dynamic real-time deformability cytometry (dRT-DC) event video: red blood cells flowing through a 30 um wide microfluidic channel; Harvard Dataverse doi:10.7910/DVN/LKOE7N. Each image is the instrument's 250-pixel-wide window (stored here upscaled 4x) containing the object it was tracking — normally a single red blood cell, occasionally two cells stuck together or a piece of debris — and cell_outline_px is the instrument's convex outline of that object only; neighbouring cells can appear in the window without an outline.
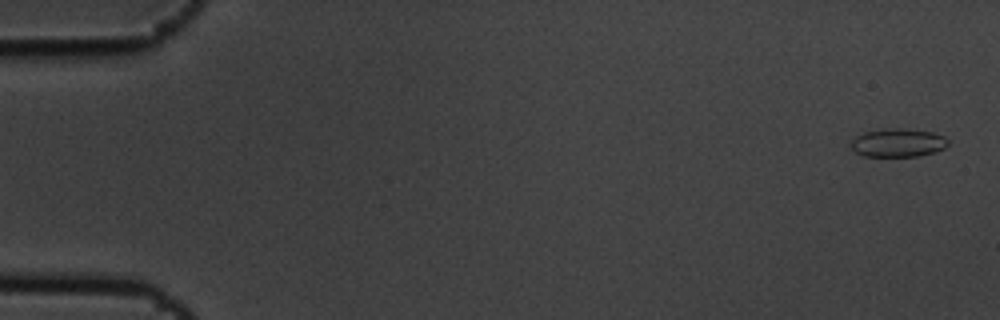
{"species": "common noctule bat (a hibernating species)", "species_latin": "Nyctalus noctula", "temperature_condition": "cold", "stored_images_in_passage": 6, "camera_frame_rate_fps": 3000, "um_per_image_px": 0.085, "animal": {"sex": "male", "body_mass_g": 19.5, "forearm_length_mm": 54.6}, "frame": {"image": 1, "passage_image": 1, "time_ms": 0.0, "image_size_px": [1000, 320], "cell_outline_px": [[948, 144], [944, 148], [936, 152], [920, 156], [864, 156], [856, 152], [848, 144], [856, 136], [864, 132], [884, 128], [900, 128], [932, 132], [944, 136], [948, 140]], "centroid_in_image_um": [76.32, 12.13], "position_along_channel_um": 8.7, "area_um2": 16.18}}
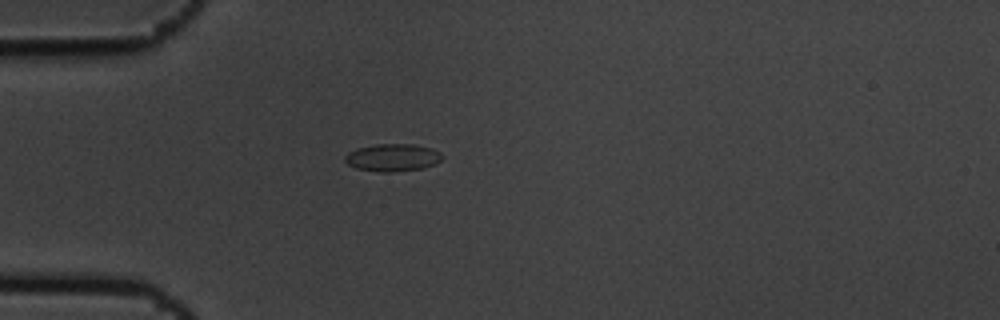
{"frame": {"image": 2, "passage_image": 4, "time_ms": 1.0, "image_size_px": [1000, 320], "cell_outline_px": [[444, 156], [436, 164], [420, 168], [388, 172], [380, 172], [356, 168], [348, 164], [344, 160], [344, 156], [348, 152], [356, 148], [376, 144], [412, 144], [432, 148], [440, 152]], "centroid_in_image_um": [33.36, 13.38], "position_along_channel_um": 51.6, "area_um2": 15.55}}
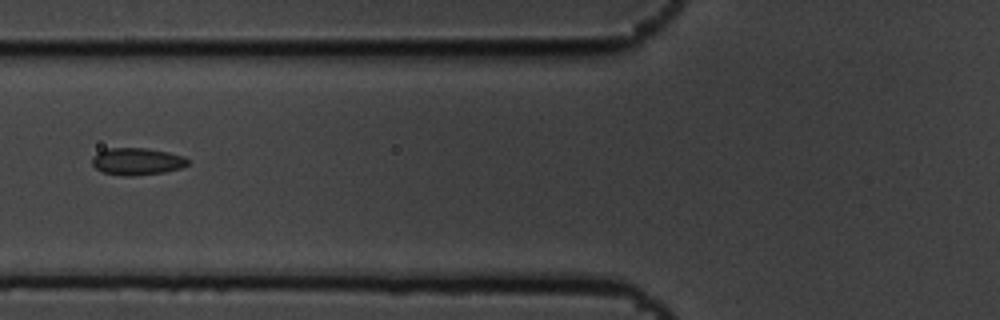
{"frame": {"image": 3, "passage_image": 6, "time_ms": 1.667, "image_size_px": [1000, 320], "cell_outline_px": [[188, 164], [180, 168], [164, 172], [136, 176], [124, 176], [104, 172], [96, 168], [92, 164], [92, 156], [104, 148], [148, 148], [168, 152], [184, 156], [188, 160]], "centroid_in_image_um": [11.63, 13.71], "position_along_channel_um": 114.2, "area_um2": 15.2}}